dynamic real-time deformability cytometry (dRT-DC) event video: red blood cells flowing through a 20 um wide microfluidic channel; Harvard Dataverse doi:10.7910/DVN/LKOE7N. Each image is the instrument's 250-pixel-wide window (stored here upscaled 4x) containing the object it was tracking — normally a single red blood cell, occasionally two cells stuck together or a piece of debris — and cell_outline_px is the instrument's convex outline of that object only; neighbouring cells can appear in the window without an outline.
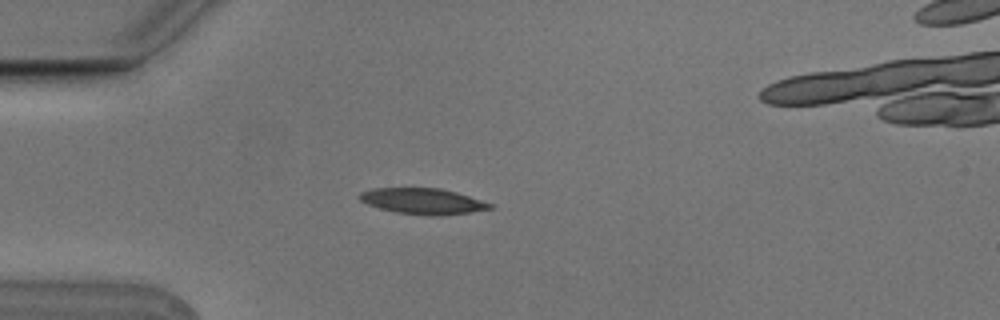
{"species": "Egyptian fruit bat (a non-hibernating species)", "species_latin": "Rousettus aegyptiacus", "temperature_condition": "cold", "stored_images_in_passage": 4, "camera_frame_rate_fps": 3000, "um_per_image_px": 0.085, "animal": {"sex": "male"}, "frame": {"image": 1, "passage_image": 3, "time_ms": 0.667, "image_size_px": [1000, 320], "cell_outline_px": [[492, 208], [472, 212], [432, 216], [396, 212], [380, 208], [368, 204], [360, 200], [356, 196], [360, 192], [372, 188], [440, 188], [456, 192], [492, 204]], "centroid_in_image_um": [35.89, 17.09], "position_along_channel_um": 49.1, "area_um2": 19.48}}